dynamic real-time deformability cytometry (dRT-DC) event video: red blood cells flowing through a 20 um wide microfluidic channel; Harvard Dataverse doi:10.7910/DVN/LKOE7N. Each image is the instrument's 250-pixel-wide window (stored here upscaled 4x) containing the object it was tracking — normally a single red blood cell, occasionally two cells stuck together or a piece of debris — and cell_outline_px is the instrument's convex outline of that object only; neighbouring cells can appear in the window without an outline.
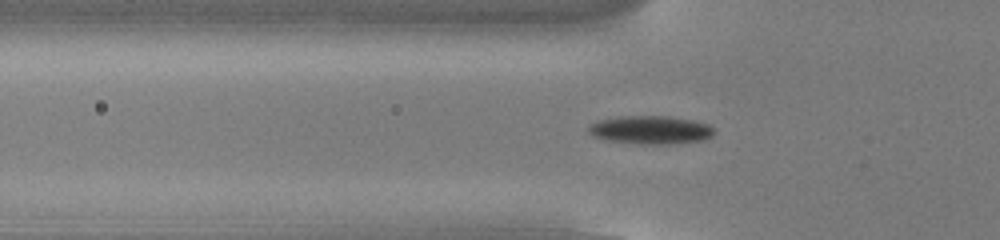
{"species": "common noctule bat (a hibernating species)", "species_latin": "Nyctalus noctula", "temperature_condition": "cold", "stored_images_in_passage": 55, "camera_frame_rate_fps": 3000, "um_per_image_px": 0.085, "animal": {"sex": "male", "body_mass_g": 13.0, "forearm_length_mm": 53.1}, "frame": {"image": 1, "passage_image": 19, "time_ms": 6.0, "image_size_px": [1000, 240], "cell_outline_px": [[712, 136], [704, 140], [668, 144], [636, 144], [608, 140], [592, 136], [588, 132], [588, 128], [592, 124], [600, 120], [620, 116], [668, 116], [692, 120], [708, 124], [712, 128]], "centroid_in_image_um": [55.28, 11.05], "position_along_channel_um": 70.5, "area_um2": 20.58}}
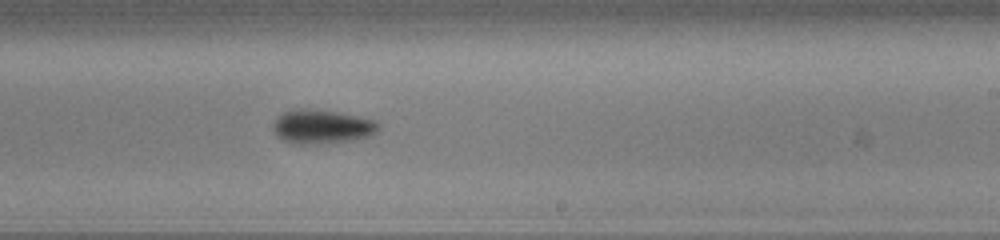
{"frame": {"image": 2, "passage_image": 34, "time_ms": 11.0, "image_size_px": [1000, 240], "cell_outline_px": [[380, 124], [376, 132], [368, 136], [352, 140], [304, 144], [292, 144], [276, 136], [272, 128], [272, 124], [276, 116], [284, 112], [300, 108], [308, 108], [340, 112], [376, 120]], "centroid_in_image_um": [27.32, 10.74], "position_along_channel_um": 261.7, "area_um2": 20.98}}
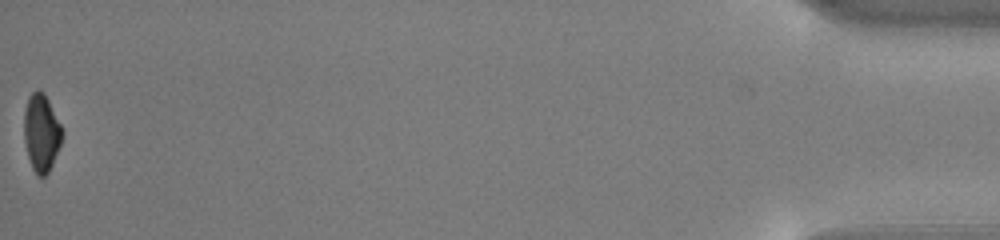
{"frame": {"image": 3, "passage_image": 55, "time_ms": 18.0, "image_size_px": [1000, 240], "cell_outline_px": [[64, 132], [60, 144], [52, 164], [48, 172], [44, 176], [36, 176], [32, 168], [28, 156], [24, 140], [24, 112], [28, 96], [32, 92], [44, 92]], "centroid_in_image_um": [3.5, 11.3], "position_along_channel_um": 431.7, "area_um2": 16.99}, "authors_computed_cell_mechanics": {"area_um2": 18.6116, "velocity_mm_per_s": 3.8336, "shape_relaxation_time_tau1_ms": 2.8647, "shape_relaxation_time_tau2_ms": null, "deformation_change_tau1": 0.126, "deformation_change_tau2": null}}